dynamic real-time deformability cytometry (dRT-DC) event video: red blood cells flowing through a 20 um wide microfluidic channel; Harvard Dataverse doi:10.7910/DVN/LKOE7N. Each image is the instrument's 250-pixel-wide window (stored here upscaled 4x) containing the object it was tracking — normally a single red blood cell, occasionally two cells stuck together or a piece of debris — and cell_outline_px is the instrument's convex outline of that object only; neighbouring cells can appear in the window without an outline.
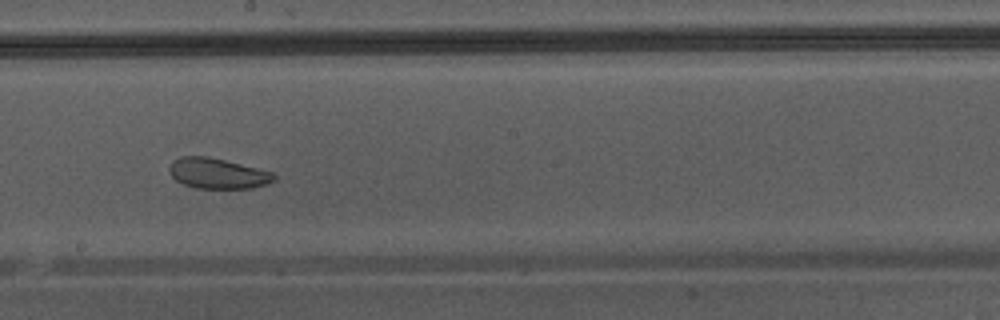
{"species": "Egyptian fruit bat (a non-hibernating species)", "species_latin": "Rousettus aegyptiacus", "temperature_condition": "warm", "stored_images_in_passage": 35, "camera_frame_rate_fps": 3000, "um_per_image_px": 0.085, "animal": {"sex": "male"}, "frame": {"image": 1, "passage_image": 16, "time_ms": 5.0, "image_size_px": [1000, 320], "cell_outline_px": [[276, 180], [252, 188], [196, 188], [184, 184], [176, 180], [168, 172], [168, 168], [172, 160], [180, 156], [208, 156], [272, 172], [276, 176]], "centroid_in_image_um": [18.45, 14.73], "position_along_channel_um": 229.8, "area_um2": 18.5}}